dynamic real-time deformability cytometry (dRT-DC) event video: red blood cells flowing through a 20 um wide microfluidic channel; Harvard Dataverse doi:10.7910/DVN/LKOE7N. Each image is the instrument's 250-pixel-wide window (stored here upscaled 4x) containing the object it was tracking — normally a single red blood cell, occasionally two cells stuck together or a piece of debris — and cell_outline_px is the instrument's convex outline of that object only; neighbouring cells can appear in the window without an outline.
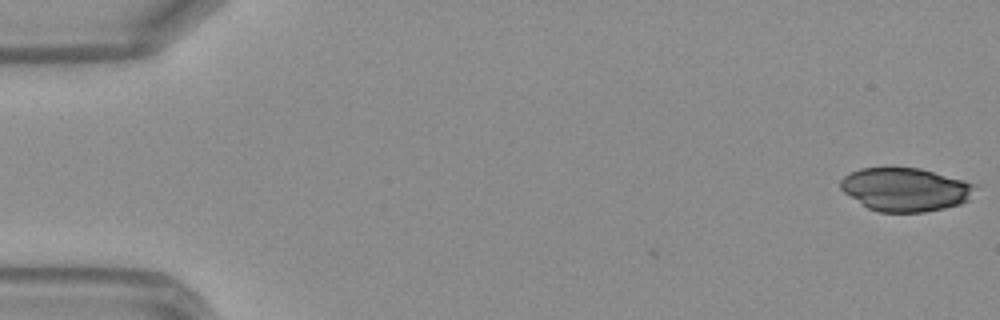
{"species": "Egyptian fruit bat (a non-hibernating species)", "species_latin": "Rousettus aegyptiacus", "temperature_condition": "warm", "stored_images_in_passage": 6, "camera_frame_rate_fps": 3000, "um_per_image_px": 0.085, "frame": {"image": 1, "passage_image": 1, "time_ms": 0.0, "image_size_px": [1000, 320], "cell_outline_px": [[976, 184], [968, 200], [960, 204], [944, 208], [924, 212], [880, 212], [868, 208], [844, 192], [840, 188], [840, 180], [844, 176], [860, 168], [888, 164], [920, 168], [964, 180]], "centroid_in_image_um": [76.91, 16.06], "position_along_channel_um": 8.1, "area_um2": 34.62}}